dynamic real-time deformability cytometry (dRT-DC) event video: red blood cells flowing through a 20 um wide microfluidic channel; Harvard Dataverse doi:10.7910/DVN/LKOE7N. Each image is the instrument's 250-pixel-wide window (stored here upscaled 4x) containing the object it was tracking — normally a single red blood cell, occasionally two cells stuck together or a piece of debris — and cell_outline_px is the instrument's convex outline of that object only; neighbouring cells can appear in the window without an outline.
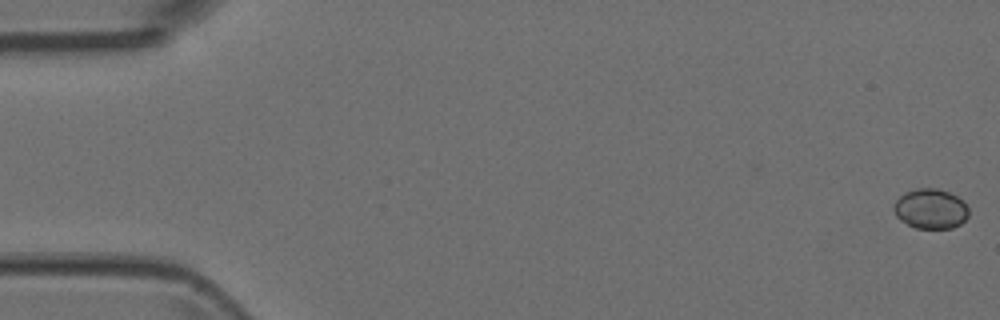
{"species": "Egyptian fruit bat (a non-hibernating species)", "species_latin": "Rousettus aegyptiacus", "temperature_condition": "room temperature", "stored_images_in_passage": 6, "camera_frame_rate_fps": 3000, "um_per_image_px": 0.085, "animal": {"sex": "female"}, "frame": {"image": 1, "passage_image": 1, "time_ms": 0.0, "image_size_px": [1000, 320], "cell_outline_px": [[968, 216], [960, 224], [952, 228], [916, 228], [900, 220], [896, 216], [892, 208], [896, 200], [904, 192], [916, 188], [936, 188], [948, 192], [956, 196], [968, 208]], "centroid_in_image_um": [79.06, 17.74], "position_along_channel_um": 5.9, "area_um2": 17.34}}
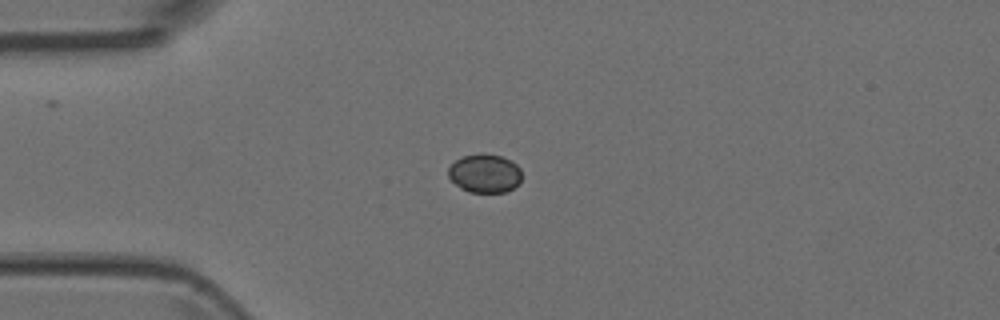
{"frame": {"image": 2, "passage_image": 5, "time_ms": 1.333, "image_size_px": [1000, 320], "cell_outline_px": [[520, 184], [508, 192], [468, 192], [460, 188], [448, 176], [448, 168], [456, 160], [464, 156], [500, 156], [516, 164], [520, 168]], "centroid_in_image_um": [41.22, 14.8], "position_along_channel_um": 43.8, "area_um2": 16.07}}
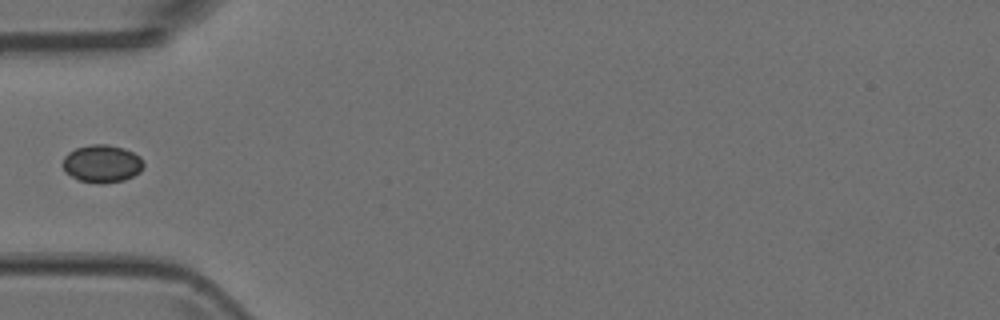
{"frame": {"image": 3, "passage_image": 6, "time_ms": 1.667, "image_size_px": [1000, 320], "cell_outline_px": [[144, 168], [140, 172], [124, 180], [104, 184], [96, 184], [76, 180], [64, 172], [64, 156], [68, 152], [76, 148], [92, 144], [108, 144], [124, 148], [140, 156], [144, 164]], "centroid_in_image_um": [8.67, 13.93], "position_along_channel_um": 76.3, "area_um2": 18.03}}